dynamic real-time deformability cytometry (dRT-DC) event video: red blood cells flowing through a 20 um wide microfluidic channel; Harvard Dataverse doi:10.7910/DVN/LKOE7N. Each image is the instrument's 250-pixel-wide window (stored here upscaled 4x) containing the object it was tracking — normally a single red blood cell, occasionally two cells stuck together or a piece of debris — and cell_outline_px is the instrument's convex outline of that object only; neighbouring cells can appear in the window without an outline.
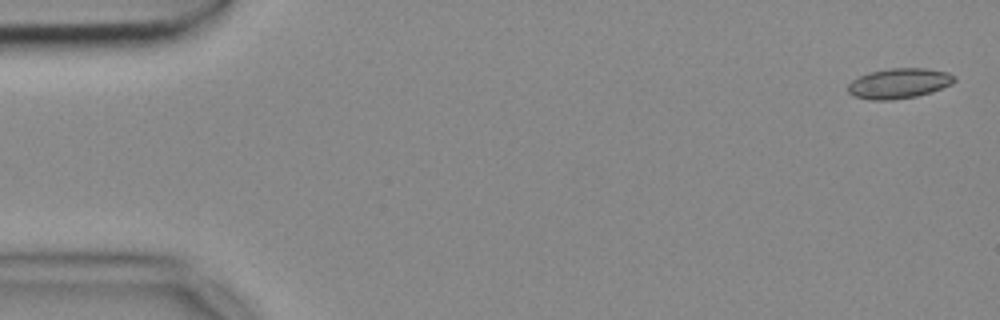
{"species": "common noctule bat (a hibernating species)", "species_latin": "Nyctalus noctula", "temperature_condition": "cold", "stored_images_in_passage": 16, "camera_frame_rate_fps": 3000, "um_per_image_px": 0.085, "animal": {"sex": "female", "body_mass_g": 18.4}, "frame": {"image": 1, "passage_image": 2, "time_ms": 0.333, "image_size_px": [1000, 320], "cell_outline_px": [[956, 80], [952, 84], [932, 92], [916, 96], [892, 100], [868, 100], [852, 96], [848, 92], [848, 84], [852, 80], [860, 76], [872, 72], [888, 68], [924, 68], [948, 72], [956, 76]], "centroid_in_image_um": [76.42, 7.09], "position_along_channel_um": 8.6, "area_um2": 18.84}}
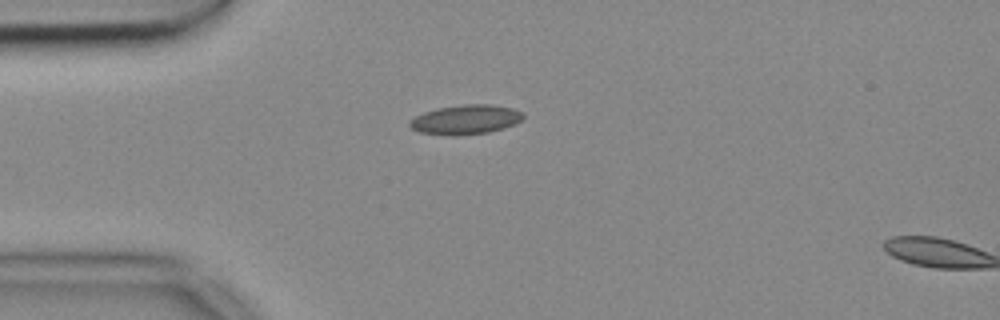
{"frame": {"image": 2, "passage_image": 14, "time_ms": 4.333, "image_size_px": [1000, 320], "cell_outline_px": [[524, 116], [520, 120], [504, 128], [488, 132], [456, 136], [448, 136], [420, 132], [412, 128], [408, 124], [408, 120], [424, 112], [436, 108], [464, 104], [492, 104], [512, 108], [524, 112]], "centroid_in_image_um": [39.55, 10.16], "position_along_channel_um": 45.4, "area_um2": 19.59}}